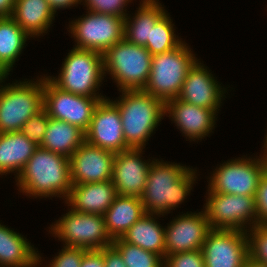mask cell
Listing matches in <instances>:
<instances>
[{"label": "cell", "instance_id": "obj_33", "mask_svg": "<svg viewBox=\"0 0 267 267\" xmlns=\"http://www.w3.org/2000/svg\"><path fill=\"white\" fill-rule=\"evenodd\" d=\"M133 0H82V4L91 12L115 15L125 18L127 7Z\"/></svg>", "mask_w": 267, "mask_h": 267}, {"label": "cell", "instance_id": "obj_28", "mask_svg": "<svg viewBox=\"0 0 267 267\" xmlns=\"http://www.w3.org/2000/svg\"><path fill=\"white\" fill-rule=\"evenodd\" d=\"M31 37L10 17H0V75L8 76Z\"/></svg>", "mask_w": 267, "mask_h": 267}, {"label": "cell", "instance_id": "obj_25", "mask_svg": "<svg viewBox=\"0 0 267 267\" xmlns=\"http://www.w3.org/2000/svg\"><path fill=\"white\" fill-rule=\"evenodd\" d=\"M159 0H141L134 16L125 17L124 38L139 46L150 42L151 27L167 13Z\"/></svg>", "mask_w": 267, "mask_h": 267}, {"label": "cell", "instance_id": "obj_14", "mask_svg": "<svg viewBox=\"0 0 267 267\" xmlns=\"http://www.w3.org/2000/svg\"><path fill=\"white\" fill-rule=\"evenodd\" d=\"M85 141L113 153L130 149L124 139L119 109L112 99L106 97L97 104Z\"/></svg>", "mask_w": 267, "mask_h": 267}, {"label": "cell", "instance_id": "obj_2", "mask_svg": "<svg viewBox=\"0 0 267 267\" xmlns=\"http://www.w3.org/2000/svg\"><path fill=\"white\" fill-rule=\"evenodd\" d=\"M15 182L26 197H59L65 201L72 188L70 159L39 146Z\"/></svg>", "mask_w": 267, "mask_h": 267}, {"label": "cell", "instance_id": "obj_20", "mask_svg": "<svg viewBox=\"0 0 267 267\" xmlns=\"http://www.w3.org/2000/svg\"><path fill=\"white\" fill-rule=\"evenodd\" d=\"M116 197L112 181L91 182L72 185L65 203L68 209L103 216Z\"/></svg>", "mask_w": 267, "mask_h": 267}, {"label": "cell", "instance_id": "obj_41", "mask_svg": "<svg viewBox=\"0 0 267 267\" xmlns=\"http://www.w3.org/2000/svg\"><path fill=\"white\" fill-rule=\"evenodd\" d=\"M244 267H267V265L255 262L253 259L248 257L244 263Z\"/></svg>", "mask_w": 267, "mask_h": 267}, {"label": "cell", "instance_id": "obj_34", "mask_svg": "<svg viewBox=\"0 0 267 267\" xmlns=\"http://www.w3.org/2000/svg\"><path fill=\"white\" fill-rule=\"evenodd\" d=\"M163 267H205L202 250L166 255Z\"/></svg>", "mask_w": 267, "mask_h": 267}, {"label": "cell", "instance_id": "obj_5", "mask_svg": "<svg viewBox=\"0 0 267 267\" xmlns=\"http://www.w3.org/2000/svg\"><path fill=\"white\" fill-rule=\"evenodd\" d=\"M6 78L8 76L0 80V133L21 131L26 121L44 105V74L37 79L16 80L3 86Z\"/></svg>", "mask_w": 267, "mask_h": 267}, {"label": "cell", "instance_id": "obj_15", "mask_svg": "<svg viewBox=\"0 0 267 267\" xmlns=\"http://www.w3.org/2000/svg\"><path fill=\"white\" fill-rule=\"evenodd\" d=\"M165 226L166 255L200 250L211 230L204 209L200 212H186L173 217Z\"/></svg>", "mask_w": 267, "mask_h": 267}, {"label": "cell", "instance_id": "obj_11", "mask_svg": "<svg viewBox=\"0 0 267 267\" xmlns=\"http://www.w3.org/2000/svg\"><path fill=\"white\" fill-rule=\"evenodd\" d=\"M68 24L74 47L103 54L124 39L125 18L87 10Z\"/></svg>", "mask_w": 267, "mask_h": 267}, {"label": "cell", "instance_id": "obj_18", "mask_svg": "<svg viewBox=\"0 0 267 267\" xmlns=\"http://www.w3.org/2000/svg\"><path fill=\"white\" fill-rule=\"evenodd\" d=\"M207 67L199 59L195 62L187 72L178 98L207 109H219L226 98L227 88L217 81Z\"/></svg>", "mask_w": 267, "mask_h": 267}, {"label": "cell", "instance_id": "obj_7", "mask_svg": "<svg viewBox=\"0 0 267 267\" xmlns=\"http://www.w3.org/2000/svg\"><path fill=\"white\" fill-rule=\"evenodd\" d=\"M197 60L185 40L169 52L152 55L151 71L143 91L164 103L178 98L187 72Z\"/></svg>", "mask_w": 267, "mask_h": 267}, {"label": "cell", "instance_id": "obj_40", "mask_svg": "<svg viewBox=\"0 0 267 267\" xmlns=\"http://www.w3.org/2000/svg\"><path fill=\"white\" fill-rule=\"evenodd\" d=\"M16 0H0V17H10L13 14Z\"/></svg>", "mask_w": 267, "mask_h": 267}, {"label": "cell", "instance_id": "obj_27", "mask_svg": "<svg viewBox=\"0 0 267 267\" xmlns=\"http://www.w3.org/2000/svg\"><path fill=\"white\" fill-rule=\"evenodd\" d=\"M85 142V132L78 126L49 117L41 148L68 158Z\"/></svg>", "mask_w": 267, "mask_h": 267}, {"label": "cell", "instance_id": "obj_38", "mask_svg": "<svg viewBox=\"0 0 267 267\" xmlns=\"http://www.w3.org/2000/svg\"><path fill=\"white\" fill-rule=\"evenodd\" d=\"M105 267H126L120 253L111 245L104 247Z\"/></svg>", "mask_w": 267, "mask_h": 267}, {"label": "cell", "instance_id": "obj_8", "mask_svg": "<svg viewBox=\"0 0 267 267\" xmlns=\"http://www.w3.org/2000/svg\"><path fill=\"white\" fill-rule=\"evenodd\" d=\"M259 157V158H258ZM267 171L266 160L259 156L233 158L216 166L208 177L209 192L255 196L261 177Z\"/></svg>", "mask_w": 267, "mask_h": 267}, {"label": "cell", "instance_id": "obj_21", "mask_svg": "<svg viewBox=\"0 0 267 267\" xmlns=\"http://www.w3.org/2000/svg\"><path fill=\"white\" fill-rule=\"evenodd\" d=\"M37 250L24 235L0 223V267H40Z\"/></svg>", "mask_w": 267, "mask_h": 267}, {"label": "cell", "instance_id": "obj_13", "mask_svg": "<svg viewBox=\"0 0 267 267\" xmlns=\"http://www.w3.org/2000/svg\"><path fill=\"white\" fill-rule=\"evenodd\" d=\"M205 267H244L249 257L247 233L211 229L202 245Z\"/></svg>", "mask_w": 267, "mask_h": 267}, {"label": "cell", "instance_id": "obj_23", "mask_svg": "<svg viewBox=\"0 0 267 267\" xmlns=\"http://www.w3.org/2000/svg\"><path fill=\"white\" fill-rule=\"evenodd\" d=\"M145 214L146 211L140 197L117 195L103 215L108 235L112 240L121 238Z\"/></svg>", "mask_w": 267, "mask_h": 267}, {"label": "cell", "instance_id": "obj_29", "mask_svg": "<svg viewBox=\"0 0 267 267\" xmlns=\"http://www.w3.org/2000/svg\"><path fill=\"white\" fill-rule=\"evenodd\" d=\"M171 18L167 12L154 27H151L150 42L145 46L151 55L169 52L183 42L182 38L176 35L175 24Z\"/></svg>", "mask_w": 267, "mask_h": 267}, {"label": "cell", "instance_id": "obj_4", "mask_svg": "<svg viewBox=\"0 0 267 267\" xmlns=\"http://www.w3.org/2000/svg\"><path fill=\"white\" fill-rule=\"evenodd\" d=\"M47 77L66 92L91 98H106L99 94V88L105 80L103 57L99 52L73 47L64 58L58 76Z\"/></svg>", "mask_w": 267, "mask_h": 267}, {"label": "cell", "instance_id": "obj_22", "mask_svg": "<svg viewBox=\"0 0 267 267\" xmlns=\"http://www.w3.org/2000/svg\"><path fill=\"white\" fill-rule=\"evenodd\" d=\"M55 13L46 0H16L12 18L31 37L48 33Z\"/></svg>", "mask_w": 267, "mask_h": 267}, {"label": "cell", "instance_id": "obj_31", "mask_svg": "<svg viewBox=\"0 0 267 267\" xmlns=\"http://www.w3.org/2000/svg\"><path fill=\"white\" fill-rule=\"evenodd\" d=\"M249 257L267 265V225L257 224L247 230Z\"/></svg>", "mask_w": 267, "mask_h": 267}, {"label": "cell", "instance_id": "obj_39", "mask_svg": "<svg viewBox=\"0 0 267 267\" xmlns=\"http://www.w3.org/2000/svg\"><path fill=\"white\" fill-rule=\"evenodd\" d=\"M51 9L54 11V13H57V10H61V9H66L69 8L71 9V7L73 6H78L79 4L82 3V0H46Z\"/></svg>", "mask_w": 267, "mask_h": 267}, {"label": "cell", "instance_id": "obj_1", "mask_svg": "<svg viewBox=\"0 0 267 267\" xmlns=\"http://www.w3.org/2000/svg\"><path fill=\"white\" fill-rule=\"evenodd\" d=\"M183 165L156 158L151 163L140 197L146 213L165 216L187 199L199 174L197 168Z\"/></svg>", "mask_w": 267, "mask_h": 267}, {"label": "cell", "instance_id": "obj_16", "mask_svg": "<svg viewBox=\"0 0 267 267\" xmlns=\"http://www.w3.org/2000/svg\"><path fill=\"white\" fill-rule=\"evenodd\" d=\"M219 110L196 106L179 98L165 103V116L169 117L182 135L191 142L201 141L214 133Z\"/></svg>", "mask_w": 267, "mask_h": 267}, {"label": "cell", "instance_id": "obj_36", "mask_svg": "<svg viewBox=\"0 0 267 267\" xmlns=\"http://www.w3.org/2000/svg\"><path fill=\"white\" fill-rule=\"evenodd\" d=\"M256 210L258 215V224L267 225V171L261 177L256 194Z\"/></svg>", "mask_w": 267, "mask_h": 267}, {"label": "cell", "instance_id": "obj_19", "mask_svg": "<svg viewBox=\"0 0 267 267\" xmlns=\"http://www.w3.org/2000/svg\"><path fill=\"white\" fill-rule=\"evenodd\" d=\"M143 149H128L115 153L112 182L117 195L141 197L147 182V174L155 159L144 160Z\"/></svg>", "mask_w": 267, "mask_h": 267}, {"label": "cell", "instance_id": "obj_3", "mask_svg": "<svg viewBox=\"0 0 267 267\" xmlns=\"http://www.w3.org/2000/svg\"><path fill=\"white\" fill-rule=\"evenodd\" d=\"M112 100L119 109L126 145L145 149L155 129L165 116V103L143 90H123Z\"/></svg>", "mask_w": 267, "mask_h": 267}, {"label": "cell", "instance_id": "obj_30", "mask_svg": "<svg viewBox=\"0 0 267 267\" xmlns=\"http://www.w3.org/2000/svg\"><path fill=\"white\" fill-rule=\"evenodd\" d=\"M112 246L120 253L126 267L164 266V259L160 255L129 244L121 238L114 239Z\"/></svg>", "mask_w": 267, "mask_h": 267}, {"label": "cell", "instance_id": "obj_37", "mask_svg": "<svg viewBox=\"0 0 267 267\" xmlns=\"http://www.w3.org/2000/svg\"><path fill=\"white\" fill-rule=\"evenodd\" d=\"M80 267H105L104 248L96 250H86L83 254Z\"/></svg>", "mask_w": 267, "mask_h": 267}, {"label": "cell", "instance_id": "obj_42", "mask_svg": "<svg viewBox=\"0 0 267 267\" xmlns=\"http://www.w3.org/2000/svg\"><path fill=\"white\" fill-rule=\"evenodd\" d=\"M263 151H261V155L263 156H267V132H266V135H265V139H264V145H263Z\"/></svg>", "mask_w": 267, "mask_h": 267}, {"label": "cell", "instance_id": "obj_12", "mask_svg": "<svg viewBox=\"0 0 267 267\" xmlns=\"http://www.w3.org/2000/svg\"><path fill=\"white\" fill-rule=\"evenodd\" d=\"M102 99L105 98H91L61 90L47 77V74L44 75L43 107L50 118L78 126L86 132L94 110Z\"/></svg>", "mask_w": 267, "mask_h": 267}, {"label": "cell", "instance_id": "obj_35", "mask_svg": "<svg viewBox=\"0 0 267 267\" xmlns=\"http://www.w3.org/2000/svg\"><path fill=\"white\" fill-rule=\"evenodd\" d=\"M86 249L63 246L46 267H80Z\"/></svg>", "mask_w": 267, "mask_h": 267}, {"label": "cell", "instance_id": "obj_6", "mask_svg": "<svg viewBox=\"0 0 267 267\" xmlns=\"http://www.w3.org/2000/svg\"><path fill=\"white\" fill-rule=\"evenodd\" d=\"M104 76L108 74L119 91L143 90L148 82L152 55L144 47L125 38L103 54Z\"/></svg>", "mask_w": 267, "mask_h": 267}, {"label": "cell", "instance_id": "obj_10", "mask_svg": "<svg viewBox=\"0 0 267 267\" xmlns=\"http://www.w3.org/2000/svg\"><path fill=\"white\" fill-rule=\"evenodd\" d=\"M205 197L203 209L211 229L247 232L258 224L255 196L208 191Z\"/></svg>", "mask_w": 267, "mask_h": 267}, {"label": "cell", "instance_id": "obj_24", "mask_svg": "<svg viewBox=\"0 0 267 267\" xmlns=\"http://www.w3.org/2000/svg\"><path fill=\"white\" fill-rule=\"evenodd\" d=\"M38 147L21 131L0 133V175L16 178Z\"/></svg>", "mask_w": 267, "mask_h": 267}, {"label": "cell", "instance_id": "obj_32", "mask_svg": "<svg viewBox=\"0 0 267 267\" xmlns=\"http://www.w3.org/2000/svg\"><path fill=\"white\" fill-rule=\"evenodd\" d=\"M49 121V116L46 109L43 107L26 121L21 128V132L37 146H41L44 138L46 127Z\"/></svg>", "mask_w": 267, "mask_h": 267}, {"label": "cell", "instance_id": "obj_26", "mask_svg": "<svg viewBox=\"0 0 267 267\" xmlns=\"http://www.w3.org/2000/svg\"><path fill=\"white\" fill-rule=\"evenodd\" d=\"M160 217H162L161 214L146 213L124 233L121 239L129 244L160 255L164 259L166 256L165 226L163 227L157 220Z\"/></svg>", "mask_w": 267, "mask_h": 267}, {"label": "cell", "instance_id": "obj_17", "mask_svg": "<svg viewBox=\"0 0 267 267\" xmlns=\"http://www.w3.org/2000/svg\"><path fill=\"white\" fill-rule=\"evenodd\" d=\"M115 153L86 141L71 155L72 185L112 180Z\"/></svg>", "mask_w": 267, "mask_h": 267}, {"label": "cell", "instance_id": "obj_9", "mask_svg": "<svg viewBox=\"0 0 267 267\" xmlns=\"http://www.w3.org/2000/svg\"><path fill=\"white\" fill-rule=\"evenodd\" d=\"M67 211L49 227V233L62 241L63 246L96 250L112 245L104 216L80 213L72 208Z\"/></svg>", "mask_w": 267, "mask_h": 267}]
</instances>
